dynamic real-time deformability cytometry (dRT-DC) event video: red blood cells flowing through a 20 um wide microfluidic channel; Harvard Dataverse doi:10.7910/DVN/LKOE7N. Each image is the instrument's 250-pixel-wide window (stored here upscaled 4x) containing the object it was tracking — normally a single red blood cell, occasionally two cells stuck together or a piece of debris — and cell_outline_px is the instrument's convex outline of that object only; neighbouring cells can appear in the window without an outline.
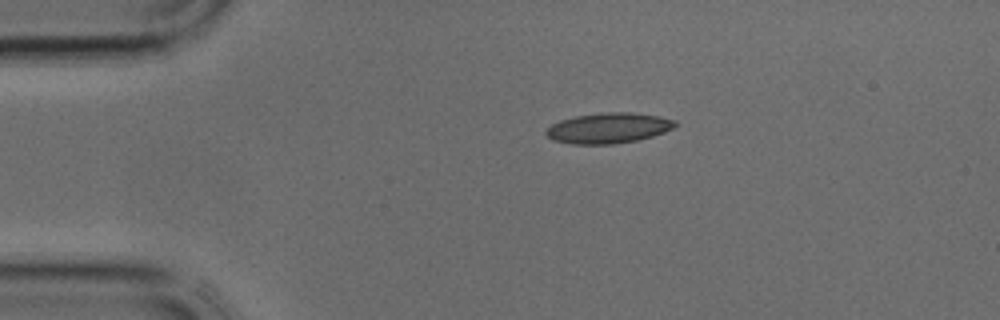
{"species": "common noctule bat (a hibernating species)", "species_latin": "Nyctalus noctula", "temperature_condition": "cold", "stored_images_in_passage": 32, "camera_frame_rate_fps": 3000, "um_per_image_px": 0.085, "animal": {"sex": "male", "body_mass_g": 17.9, "forearm_length_mm": 54.2}, "frame": {"image": 1, "passage_image": 1, "time_ms": 0.0, "image_size_px": [1000, 320], "cell_outline_px": [[676, 124], [672, 128], [664, 132], [652, 136], [636, 140], [612, 144], [572, 144], [552, 140], [544, 132], [552, 124], [560, 120], [576, 116], [600, 112], [632, 112], [660, 116], [676, 120]], "centroid_in_image_um": [51.71, 10.87], "position_along_channel_um": 33.3, "area_um2": 22.89}}
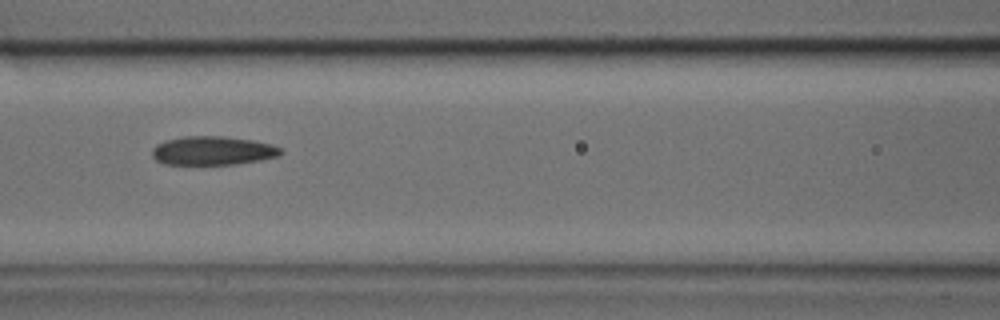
{"frame": {"image": 2, "passage_image": 10, "time_ms": 3.0, "image_size_px": [1000, 320], "cell_outline_px": [[284, 152], [280, 156], [260, 160], [236, 164], [164, 164], [156, 160], [152, 156], [152, 148], [156, 144], [164, 140], [184, 136], [224, 136], [252, 140], [272, 144], [284, 148]], "centroid_in_image_um": [18.11, 12.8], "position_along_channel_um": 148.5, "area_um2": 21.85}}
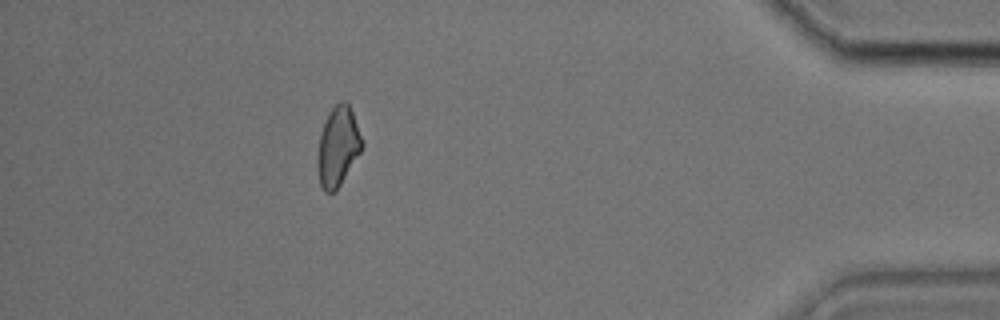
{"frame": {"image": 3, "passage_image": 28, "time_ms": 9.0, "image_size_px": [1000, 320], "cell_outline_px": [[364, 144], [360, 152], [336, 192], [324, 192], [320, 184], [316, 168], [316, 160], [320, 136], [328, 112], [340, 100], [348, 100], [364, 140]], "centroid_in_image_um": [28.73, 12.44], "position_along_channel_um": 406.5, "area_um2": 20.98}}